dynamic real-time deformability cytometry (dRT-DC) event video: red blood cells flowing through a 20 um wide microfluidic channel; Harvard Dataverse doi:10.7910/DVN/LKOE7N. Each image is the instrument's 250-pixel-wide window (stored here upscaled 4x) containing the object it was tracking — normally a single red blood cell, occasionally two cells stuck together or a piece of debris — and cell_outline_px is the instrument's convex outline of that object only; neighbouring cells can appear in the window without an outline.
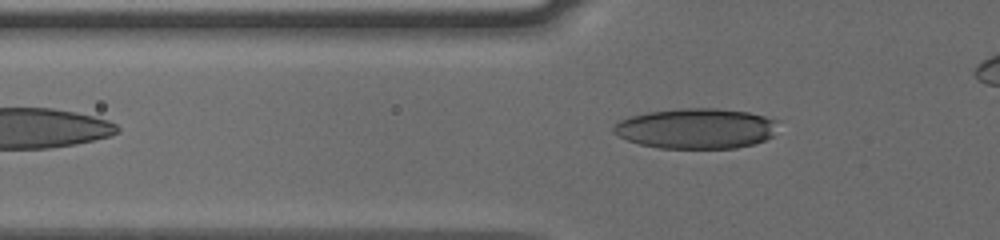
{"species": "human", "species_latin": "Homo sapiens", "temperature_condition": "cold", "stored_images_in_passage": 34, "camera_frame_rate_fps": 3000, "um_per_image_px": 0.085, "donor": {"sex": "male"}, "frame": {"image": 1, "passage_image": 3, "time_ms": 0.667, "image_size_px": [1000, 240], "cell_outline_px": [[780, 120], [772, 136], [764, 140], [752, 144], [736, 148], [660, 148], [640, 144], [628, 140], [612, 132], [612, 128], [620, 120], [632, 116], [648, 112], [684, 108], [716, 108], [748, 112]], "centroid_in_image_um": [59.2, 10.92], "position_along_channel_um": 66.6, "area_um2": 38.55}}
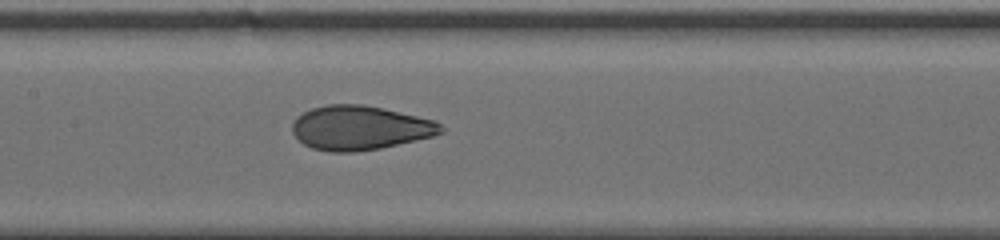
{"frame": {"image": 2, "passage_image": 12, "time_ms": 3.667, "image_size_px": [1000, 240], "cell_outline_px": [[444, 132], [432, 136], [380, 148], [356, 152], [328, 152], [312, 148], [304, 144], [292, 132], [292, 124], [296, 116], [312, 108], [328, 104], [360, 104], [380, 108], [436, 120], [444, 128]], "centroid_in_image_um": [30.57, 10.87], "position_along_channel_um": 176.8, "area_um2": 38.15}}
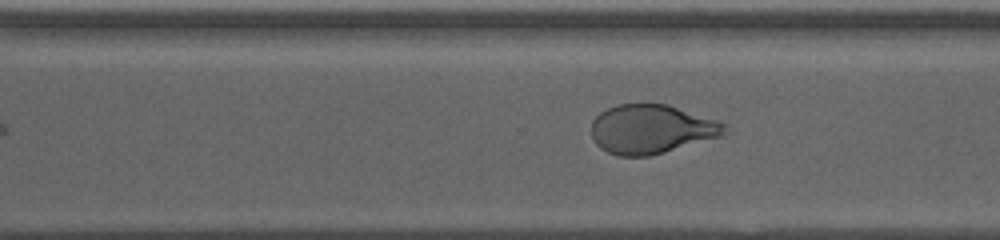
{"frame": {"image": 3, "passage_image": 23, "time_ms": 7.333, "image_size_px": [1000, 240], "cell_outline_px": [[732, 132], [724, 136], [648, 156], [620, 156], [608, 152], [600, 148], [596, 144], [592, 136], [592, 120], [600, 112], [608, 108], [620, 104], [668, 104], [716, 120], [724, 124]], "centroid_in_image_um": [55.4, 10.98], "position_along_channel_um": 315.2, "area_um2": 38.15}}